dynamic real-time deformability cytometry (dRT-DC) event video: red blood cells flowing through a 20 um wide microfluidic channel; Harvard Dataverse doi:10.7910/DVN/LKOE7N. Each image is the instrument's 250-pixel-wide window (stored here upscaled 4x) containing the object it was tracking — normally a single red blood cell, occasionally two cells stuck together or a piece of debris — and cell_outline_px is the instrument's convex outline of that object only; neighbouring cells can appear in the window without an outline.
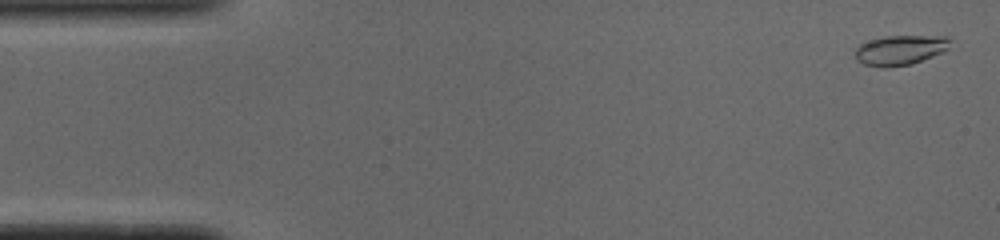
{"species": "common noctule bat (a hibernating species)", "species_latin": "Nyctalus noctula", "temperature_condition": "cold", "stored_images_in_passage": 52, "camera_frame_rate_fps": 3000, "um_per_image_px": 0.085, "animal": {"sex": "male", "body_mass_g": 19.0, "forearm_length_mm": 50.8}, "frame": {"image": 1, "passage_image": 2, "time_ms": 0.333, "image_size_px": [1000, 240], "cell_outline_px": [[948, 48], [944, 52], [908, 64], [864, 64], [856, 56], [856, 48], [860, 44], [884, 36], [948, 36]], "centroid_in_image_um": [76.57, 4.19], "position_along_channel_um": 8.4, "area_um2": 15.43}}
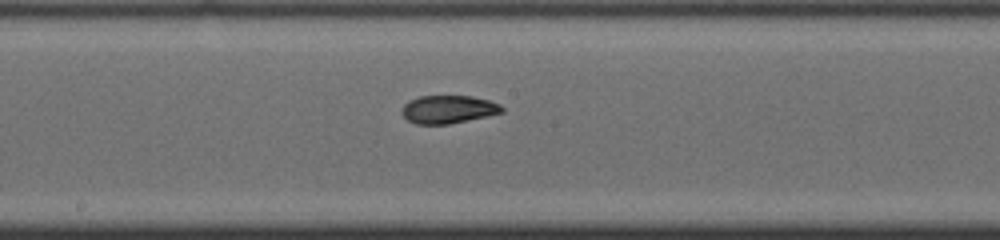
{"frame": {"image": 2, "passage_image": 27, "time_ms": 8.667, "image_size_px": [1000, 240], "cell_outline_px": [[504, 112], [448, 124], [416, 124], [408, 120], [404, 116], [404, 104], [408, 100], [420, 96], [472, 96], [488, 100], [500, 104], [504, 108]], "centroid_in_image_um": [38.12, 9.28], "position_along_channel_um": 210.1, "area_um2": 16.13}}
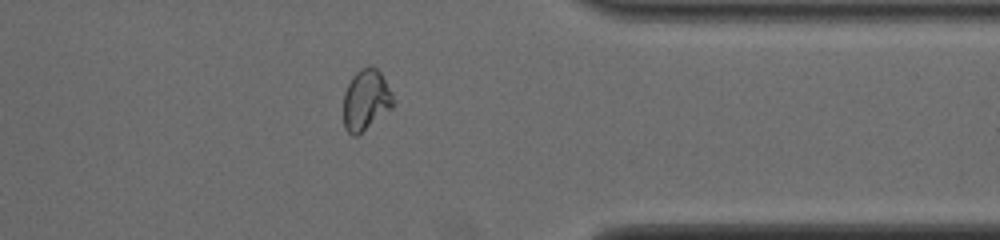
{"frame": {"image": 3, "passage_image": 41, "time_ms": 13.333, "image_size_px": [1000, 240], "cell_outline_px": [[392, 108], [356, 136], [352, 136], [344, 128], [344, 92], [352, 76], [360, 68], [368, 64], [372, 64], [380, 72], [392, 96]], "centroid_in_image_um": [31.07, 8.47], "position_along_channel_um": 380.3, "area_um2": 17.4}, "authors_computed_cell_mechanics": {"area_um2": 16.3574, "velocity_mm_per_s": 3.895, "shape_relaxation_time_tau1_ms": 7.0999, "shape_relaxation_time_tau2_ms": 1.6446, "deformation_change_tau1": 0.1921, "deformation_change_tau2": 0.0676}}